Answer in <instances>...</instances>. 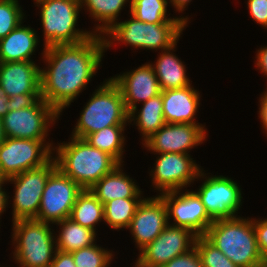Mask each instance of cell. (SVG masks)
<instances>
[{
  "mask_svg": "<svg viewBox=\"0 0 267 267\" xmlns=\"http://www.w3.org/2000/svg\"><path fill=\"white\" fill-rule=\"evenodd\" d=\"M106 52L103 35L94 34L78 44L43 49L40 68L41 98L60 115L88 88ZM46 65V66H45Z\"/></svg>",
  "mask_w": 267,
  "mask_h": 267,
  "instance_id": "cell-1",
  "label": "cell"
},
{
  "mask_svg": "<svg viewBox=\"0 0 267 267\" xmlns=\"http://www.w3.org/2000/svg\"><path fill=\"white\" fill-rule=\"evenodd\" d=\"M68 141L54 144L57 168L82 189H90L119 163L109 154L91 146L85 139L69 135Z\"/></svg>",
  "mask_w": 267,
  "mask_h": 267,
  "instance_id": "cell-2",
  "label": "cell"
},
{
  "mask_svg": "<svg viewBox=\"0 0 267 267\" xmlns=\"http://www.w3.org/2000/svg\"><path fill=\"white\" fill-rule=\"evenodd\" d=\"M129 19L116 22L103 34L106 52L116 44L130 46L132 50L161 52L170 49L189 26L183 20H169L163 24L145 23L131 14ZM114 44V45H113Z\"/></svg>",
  "mask_w": 267,
  "mask_h": 267,
  "instance_id": "cell-3",
  "label": "cell"
},
{
  "mask_svg": "<svg viewBox=\"0 0 267 267\" xmlns=\"http://www.w3.org/2000/svg\"><path fill=\"white\" fill-rule=\"evenodd\" d=\"M203 236L239 267L266 263L257 246L252 217L214 220Z\"/></svg>",
  "mask_w": 267,
  "mask_h": 267,
  "instance_id": "cell-4",
  "label": "cell"
},
{
  "mask_svg": "<svg viewBox=\"0 0 267 267\" xmlns=\"http://www.w3.org/2000/svg\"><path fill=\"white\" fill-rule=\"evenodd\" d=\"M96 88L72 128L73 137L84 139L109 126H129V112L119 87L108 77Z\"/></svg>",
  "mask_w": 267,
  "mask_h": 267,
  "instance_id": "cell-5",
  "label": "cell"
},
{
  "mask_svg": "<svg viewBox=\"0 0 267 267\" xmlns=\"http://www.w3.org/2000/svg\"><path fill=\"white\" fill-rule=\"evenodd\" d=\"M11 226V261L18 267H50L57 250L55 226L35 219L16 220Z\"/></svg>",
  "mask_w": 267,
  "mask_h": 267,
  "instance_id": "cell-6",
  "label": "cell"
},
{
  "mask_svg": "<svg viewBox=\"0 0 267 267\" xmlns=\"http://www.w3.org/2000/svg\"><path fill=\"white\" fill-rule=\"evenodd\" d=\"M37 6L41 19L43 49L53 45L78 44L94 35L90 28H79L82 12L79 0H49ZM40 11V12H39Z\"/></svg>",
  "mask_w": 267,
  "mask_h": 267,
  "instance_id": "cell-7",
  "label": "cell"
},
{
  "mask_svg": "<svg viewBox=\"0 0 267 267\" xmlns=\"http://www.w3.org/2000/svg\"><path fill=\"white\" fill-rule=\"evenodd\" d=\"M205 172L202 168L198 174L197 181L202 183L195 192L200 197L208 216L213 221L240 216L238 212L244 202L241 186L226 175H213L208 173V170Z\"/></svg>",
  "mask_w": 267,
  "mask_h": 267,
  "instance_id": "cell-8",
  "label": "cell"
},
{
  "mask_svg": "<svg viewBox=\"0 0 267 267\" xmlns=\"http://www.w3.org/2000/svg\"><path fill=\"white\" fill-rule=\"evenodd\" d=\"M60 116L51 105L39 98L32 106L9 111L2 118L5 137L42 140L53 150L55 143L49 140V132Z\"/></svg>",
  "mask_w": 267,
  "mask_h": 267,
  "instance_id": "cell-9",
  "label": "cell"
},
{
  "mask_svg": "<svg viewBox=\"0 0 267 267\" xmlns=\"http://www.w3.org/2000/svg\"><path fill=\"white\" fill-rule=\"evenodd\" d=\"M57 168L54 158L39 168L24 171L7 178V183L13 186V197L9 195V205L12 202V222L21 219L37 217L43 190L50 174ZM11 199V200H10ZM13 200V201H12Z\"/></svg>",
  "mask_w": 267,
  "mask_h": 267,
  "instance_id": "cell-10",
  "label": "cell"
},
{
  "mask_svg": "<svg viewBox=\"0 0 267 267\" xmlns=\"http://www.w3.org/2000/svg\"><path fill=\"white\" fill-rule=\"evenodd\" d=\"M154 155L156 157L154 167L152 166L148 174L152 182L151 187L153 186L152 189L154 188L157 195L187 189L194 184V181L197 182L202 166L193 160L191 154L170 152Z\"/></svg>",
  "mask_w": 267,
  "mask_h": 267,
  "instance_id": "cell-11",
  "label": "cell"
},
{
  "mask_svg": "<svg viewBox=\"0 0 267 267\" xmlns=\"http://www.w3.org/2000/svg\"><path fill=\"white\" fill-rule=\"evenodd\" d=\"M53 158V150L42 140L6 137L0 145V168L6 178L39 168Z\"/></svg>",
  "mask_w": 267,
  "mask_h": 267,
  "instance_id": "cell-12",
  "label": "cell"
},
{
  "mask_svg": "<svg viewBox=\"0 0 267 267\" xmlns=\"http://www.w3.org/2000/svg\"><path fill=\"white\" fill-rule=\"evenodd\" d=\"M82 191L76 182L56 168L47 180L35 220L54 225L69 218L72 207Z\"/></svg>",
  "mask_w": 267,
  "mask_h": 267,
  "instance_id": "cell-13",
  "label": "cell"
},
{
  "mask_svg": "<svg viewBox=\"0 0 267 267\" xmlns=\"http://www.w3.org/2000/svg\"><path fill=\"white\" fill-rule=\"evenodd\" d=\"M196 238L189 229L168 224L157 238L138 252L132 267H163L194 248Z\"/></svg>",
  "mask_w": 267,
  "mask_h": 267,
  "instance_id": "cell-14",
  "label": "cell"
},
{
  "mask_svg": "<svg viewBox=\"0 0 267 267\" xmlns=\"http://www.w3.org/2000/svg\"><path fill=\"white\" fill-rule=\"evenodd\" d=\"M159 196L166 205L169 224L185 227L197 236H203L213 223L200 197L193 189L168 191Z\"/></svg>",
  "mask_w": 267,
  "mask_h": 267,
  "instance_id": "cell-15",
  "label": "cell"
},
{
  "mask_svg": "<svg viewBox=\"0 0 267 267\" xmlns=\"http://www.w3.org/2000/svg\"><path fill=\"white\" fill-rule=\"evenodd\" d=\"M205 124L165 123L143 144L152 154H191V150L204 144L208 133Z\"/></svg>",
  "mask_w": 267,
  "mask_h": 267,
  "instance_id": "cell-16",
  "label": "cell"
},
{
  "mask_svg": "<svg viewBox=\"0 0 267 267\" xmlns=\"http://www.w3.org/2000/svg\"><path fill=\"white\" fill-rule=\"evenodd\" d=\"M167 208L159 195L145 197L137 207L129 227L135 248L140 251L168 225Z\"/></svg>",
  "mask_w": 267,
  "mask_h": 267,
  "instance_id": "cell-17",
  "label": "cell"
},
{
  "mask_svg": "<svg viewBox=\"0 0 267 267\" xmlns=\"http://www.w3.org/2000/svg\"><path fill=\"white\" fill-rule=\"evenodd\" d=\"M110 78L119 87L128 112L162 92L149 62Z\"/></svg>",
  "mask_w": 267,
  "mask_h": 267,
  "instance_id": "cell-18",
  "label": "cell"
},
{
  "mask_svg": "<svg viewBox=\"0 0 267 267\" xmlns=\"http://www.w3.org/2000/svg\"><path fill=\"white\" fill-rule=\"evenodd\" d=\"M40 66L36 62L0 63V87L9 96L41 94Z\"/></svg>",
  "mask_w": 267,
  "mask_h": 267,
  "instance_id": "cell-19",
  "label": "cell"
},
{
  "mask_svg": "<svg viewBox=\"0 0 267 267\" xmlns=\"http://www.w3.org/2000/svg\"><path fill=\"white\" fill-rule=\"evenodd\" d=\"M193 86L161 92L165 123L201 124L196 116L202 94Z\"/></svg>",
  "mask_w": 267,
  "mask_h": 267,
  "instance_id": "cell-20",
  "label": "cell"
},
{
  "mask_svg": "<svg viewBox=\"0 0 267 267\" xmlns=\"http://www.w3.org/2000/svg\"><path fill=\"white\" fill-rule=\"evenodd\" d=\"M21 22L5 38L0 39V63L29 61L35 62L33 55L41 42L38 30Z\"/></svg>",
  "mask_w": 267,
  "mask_h": 267,
  "instance_id": "cell-21",
  "label": "cell"
},
{
  "mask_svg": "<svg viewBox=\"0 0 267 267\" xmlns=\"http://www.w3.org/2000/svg\"><path fill=\"white\" fill-rule=\"evenodd\" d=\"M123 166L125 164H119L90 188L102 204L117 198H145L143 189Z\"/></svg>",
  "mask_w": 267,
  "mask_h": 267,
  "instance_id": "cell-22",
  "label": "cell"
},
{
  "mask_svg": "<svg viewBox=\"0 0 267 267\" xmlns=\"http://www.w3.org/2000/svg\"><path fill=\"white\" fill-rule=\"evenodd\" d=\"M176 50L177 43L170 49L158 52V58L154 62L149 61L162 91L180 89L192 85L193 81L187 75L186 64L174 53Z\"/></svg>",
  "mask_w": 267,
  "mask_h": 267,
  "instance_id": "cell-23",
  "label": "cell"
},
{
  "mask_svg": "<svg viewBox=\"0 0 267 267\" xmlns=\"http://www.w3.org/2000/svg\"><path fill=\"white\" fill-rule=\"evenodd\" d=\"M82 11L88 14L95 22L92 32L103 35L116 22L120 21L121 11L129 6L130 14L131 0H79Z\"/></svg>",
  "mask_w": 267,
  "mask_h": 267,
  "instance_id": "cell-24",
  "label": "cell"
},
{
  "mask_svg": "<svg viewBox=\"0 0 267 267\" xmlns=\"http://www.w3.org/2000/svg\"><path fill=\"white\" fill-rule=\"evenodd\" d=\"M165 124L161 93L141 103L129 112V125L136 126L144 143Z\"/></svg>",
  "mask_w": 267,
  "mask_h": 267,
  "instance_id": "cell-25",
  "label": "cell"
},
{
  "mask_svg": "<svg viewBox=\"0 0 267 267\" xmlns=\"http://www.w3.org/2000/svg\"><path fill=\"white\" fill-rule=\"evenodd\" d=\"M58 228L55 231L56 249L62 252H72L97 243L98 234L70 218L55 223ZM58 233V234H56Z\"/></svg>",
  "mask_w": 267,
  "mask_h": 267,
  "instance_id": "cell-26",
  "label": "cell"
},
{
  "mask_svg": "<svg viewBox=\"0 0 267 267\" xmlns=\"http://www.w3.org/2000/svg\"><path fill=\"white\" fill-rule=\"evenodd\" d=\"M127 125H114L101 129L84 139L94 148L111 155L119 164L124 162L125 145L127 139L125 130Z\"/></svg>",
  "mask_w": 267,
  "mask_h": 267,
  "instance_id": "cell-27",
  "label": "cell"
},
{
  "mask_svg": "<svg viewBox=\"0 0 267 267\" xmlns=\"http://www.w3.org/2000/svg\"><path fill=\"white\" fill-rule=\"evenodd\" d=\"M69 218L73 222L98 233L96 231L98 230L97 226L104 221L103 204L90 189H83L72 207Z\"/></svg>",
  "mask_w": 267,
  "mask_h": 267,
  "instance_id": "cell-28",
  "label": "cell"
},
{
  "mask_svg": "<svg viewBox=\"0 0 267 267\" xmlns=\"http://www.w3.org/2000/svg\"><path fill=\"white\" fill-rule=\"evenodd\" d=\"M144 198H117L103 204L104 223L112 231L127 229Z\"/></svg>",
  "mask_w": 267,
  "mask_h": 267,
  "instance_id": "cell-29",
  "label": "cell"
},
{
  "mask_svg": "<svg viewBox=\"0 0 267 267\" xmlns=\"http://www.w3.org/2000/svg\"><path fill=\"white\" fill-rule=\"evenodd\" d=\"M168 6V0H131L130 14L145 23L163 24L169 20H182L178 15L171 17Z\"/></svg>",
  "mask_w": 267,
  "mask_h": 267,
  "instance_id": "cell-30",
  "label": "cell"
},
{
  "mask_svg": "<svg viewBox=\"0 0 267 267\" xmlns=\"http://www.w3.org/2000/svg\"><path fill=\"white\" fill-rule=\"evenodd\" d=\"M94 245L72 251L76 267H111L115 252L108 248ZM111 264V265H110Z\"/></svg>",
  "mask_w": 267,
  "mask_h": 267,
  "instance_id": "cell-31",
  "label": "cell"
},
{
  "mask_svg": "<svg viewBox=\"0 0 267 267\" xmlns=\"http://www.w3.org/2000/svg\"><path fill=\"white\" fill-rule=\"evenodd\" d=\"M19 2L20 0H0V39L5 38L21 22H25L26 13Z\"/></svg>",
  "mask_w": 267,
  "mask_h": 267,
  "instance_id": "cell-32",
  "label": "cell"
},
{
  "mask_svg": "<svg viewBox=\"0 0 267 267\" xmlns=\"http://www.w3.org/2000/svg\"><path fill=\"white\" fill-rule=\"evenodd\" d=\"M195 247L201 257L203 267H239L204 236H197Z\"/></svg>",
  "mask_w": 267,
  "mask_h": 267,
  "instance_id": "cell-33",
  "label": "cell"
},
{
  "mask_svg": "<svg viewBox=\"0 0 267 267\" xmlns=\"http://www.w3.org/2000/svg\"><path fill=\"white\" fill-rule=\"evenodd\" d=\"M250 17L257 25L267 30V0H246Z\"/></svg>",
  "mask_w": 267,
  "mask_h": 267,
  "instance_id": "cell-34",
  "label": "cell"
},
{
  "mask_svg": "<svg viewBox=\"0 0 267 267\" xmlns=\"http://www.w3.org/2000/svg\"><path fill=\"white\" fill-rule=\"evenodd\" d=\"M163 267H203L201 257L196 247L185 254L176 256Z\"/></svg>",
  "mask_w": 267,
  "mask_h": 267,
  "instance_id": "cell-35",
  "label": "cell"
},
{
  "mask_svg": "<svg viewBox=\"0 0 267 267\" xmlns=\"http://www.w3.org/2000/svg\"><path fill=\"white\" fill-rule=\"evenodd\" d=\"M253 227L256 234L257 246L260 254L267 261V217L266 218H254Z\"/></svg>",
  "mask_w": 267,
  "mask_h": 267,
  "instance_id": "cell-36",
  "label": "cell"
},
{
  "mask_svg": "<svg viewBox=\"0 0 267 267\" xmlns=\"http://www.w3.org/2000/svg\"><path fill=\"white\" fill-rule=\"evenodd\" d=\"M39 98H41V94H19L12 96L8 102L9 111L30 107Z\"/></svg>",
  "mask_w": 267,
  "mask_h": 267,
  "instance_id": "cell-37",
  "label": "cell"
},
{
  "mask_svg": "<svg viewBox=\"0 0 267 267\" xmlns=\"http://www.w3.org/2000/svg\"><path fill=\"white\" fill-rule=\"evenodd\" d=\"M266 88L260 94V97L258 99V119H260V124L262 125L261 127L263 128V133L267 137V85H265Z\"/></svg>",
  "mask_w": 267,
  "mask_h": 267,
  "instance_id": "cell-38",
  "label": "cell"
},
{
  "mask_svg": "<svg viewBox=\"0 0 267 267\" xmlns=\"http://www.w3.org/2000/svg\"><path fill=\"white\" fill-rule=\"evenodd\" d=\"M50 267H76L72 253L56 250Z\"/></svg>",
  "mask_w": 267,
  "mask_h": 267,
  "instance_id": "cell-39",
  "label": "cell"
},
{
  "mask_svg": "<svg viewBox=\"0 0 267 267\" xmlns=\"http://www.w3.org/2000/svg\"><path fill=\"white\" fill-rule=\"evenodd\" d=\"M255 55V67L261 72L262 75L267 78V46H262L256 49ZM267 81V80H266Z\"/></svg>",
  "mask_w": 267,
  "mask_h": 267,
  "instance_id": "cell-40",
  "label": "cell"
},
{
  "mask_svg": "<svg viewBox=\"0 0 267 267\" xmlns=\"http://www.w3.org/2000/svg\"><path fill=\"white\" fill-rule=\"evenodd\" d=\"M192 1L193 0H168L169 5L173 7L175 13L177 14L178 12L179 18H181L187 25L191 23V18L189 17V15L183 16L182 14H184V11L187 10L188 6Z\"/></svg>",
  "mask_w": 267,
  "mask_h": 267,
  "instance_id": "cell-41",
  "label": "cell"
},
{
  "mask_svg": "<svg viewBox=\"0 0 267 267\" xmlns=\"http://www.w3.org/2000/svg\"><path fill=\"white\" fill-rule=\"evenodd\" d=\"M6 184L0 185V220L2 219V215L4 214V212H6V208H8L9 206V194L7 192V190L5 189ZM6 190V191H5ZM1 223V221H0ZM1 226V225H0Z\"/></svg>",
  "mask_w": 267,
  "mask_h": 267,
  "instance_id": "cell-42",
  "label": "cell"
},
{
  "mask_svg": "<svg viewBox=\"0 0 267 267\" xmlns=\"http://www.w3.org/2000/svg\"><path fill=\"white\" fill-rule=\"evenodd\" d=\"M9 99L10 97L0 87V118H3L9 112L8 108Z\"/></svg>",
  "mask_w": 267,
  "mask_h": 267,
  "instance_id": "cell-43",
  "label": "cell"
},
{
  "mask_svg": "<svg viewBox=\"0 0 267 267\" xmlns=\"http://www.w3.org/2000/svg\"><path fill=\"white\" fill-rule=\"evenodd\" d=\"M5 138L6 137L3 130L2 118H0V145L4 142Z\"/></svg>",
  "mask_w": 267,
  "mask_h": 267,
  "instance_id": "cell-44",
  "label": "cell"
},
{
  "mask_svg": "<svg viewBox=\"0 0 267 267\" xmlns=\"http://www.w3.org/2000/svg\"><path fill=\"white\" fill-rule=\"evenodd\" d=\"M7 184V178L6 176L2 173L1 168H0V185Z\"/></svg>",
  "mask_w": 267,
  "mask_h": 267,
  "instance_id": "cell-45",
  "label": "cell"
},
{
  "mask_svg": "<svg viewBox=\"0 0 267 267\" xmlns=\"http://www.w3.org/2000/svg\"><path fill=\"white\" fill-rule=\"evenodd\" d=\"M33 1H34V5L36 7V5L43 3V2H46V1H49V0H33Z\"/></svg>",
  "mask_w": 267,
  "mask_h": 267,
  "instance_id": "cell-46",
  "label": "cell"
},
{
  "mask_svg": "<svg viewBox=\"0 0 267 267\" xmlns=\"http://www.w3.org/2000/svg\"><path fill=\"white\" fill-rule=\"evenodd\" d=\"M259 267H267V264L265 263V264H263L262 266H259Z\"/></svg>",
  "mask_w": 267,
  "mask_h": 267,
  "instance_id": "cell-47",
  "label": "cell"
}]
</instances>
